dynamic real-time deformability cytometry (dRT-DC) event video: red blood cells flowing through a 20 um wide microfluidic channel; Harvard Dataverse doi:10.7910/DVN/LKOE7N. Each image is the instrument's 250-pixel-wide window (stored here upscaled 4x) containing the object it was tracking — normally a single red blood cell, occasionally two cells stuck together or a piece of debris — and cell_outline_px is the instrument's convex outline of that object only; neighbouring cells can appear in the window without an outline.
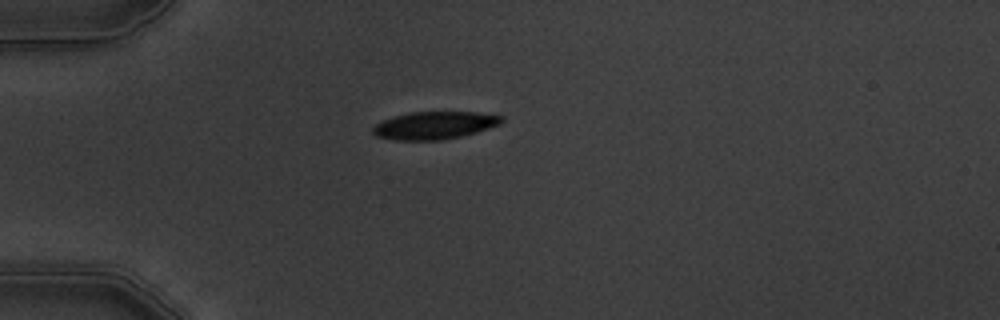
{"species": "common noctule bat (a hibernating species)", "species_latin": "Nyctalus noctula", "temperature_condition": "warm", "stored_images_in_passage": 5, "camera_frame_rate_fps": 3000, "um_per_image_px": 0.085, "animal": {"sex": "male", "body_mass_g": 19.5, "forearm_length_mm": 54.6}, "frame": {"image": 1, "passage_image": 3, "time_ms": 3.0, "image_size_px": [1000, 320], "cell_outline_px": [[504, 120], [500, 124], [476, 132], [460, 136], [440, 140], [396, 140], [376, 136], [372, 132], [372, 128], [376, 124], [392, 116], [408, 112], [476, 112], [504, 116]], "centroid_in_image_um": [36.92, 10.65], "position_along_channel_um": 48.1, "area_um2": 20.69}}